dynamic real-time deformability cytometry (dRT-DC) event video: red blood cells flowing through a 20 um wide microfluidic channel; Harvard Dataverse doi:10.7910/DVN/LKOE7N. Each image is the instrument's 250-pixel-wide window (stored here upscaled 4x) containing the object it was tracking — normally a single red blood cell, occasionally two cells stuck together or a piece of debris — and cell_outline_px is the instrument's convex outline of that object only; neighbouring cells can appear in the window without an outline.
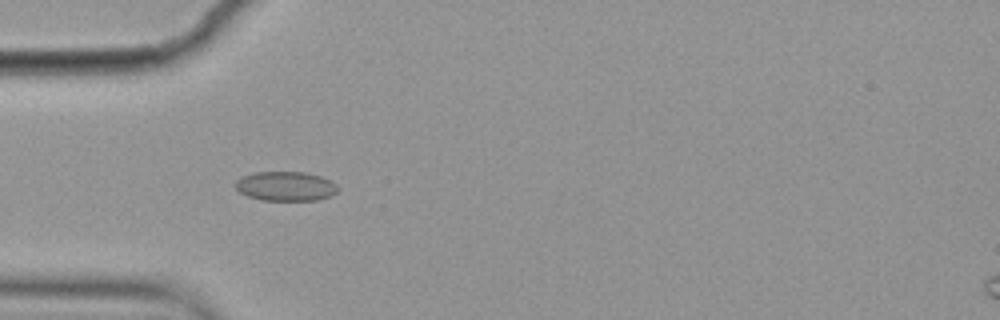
{"species": "common noctule bat (a hibernating species)", "species_latin": "Nyctalus noctula", "temperature_condition": "cold", "stored_images_in_passage": 10, "camera_frame_rate_fps": 3000, "um_per_image_px": 0.085, "animal": {"sex": "female", "body_mass_g": 19.9}, "frame": {"image": 1, "passage_image": 2, "time_ms": 0.333, "image_size_px": [1000, 320], "cell_outline_px": [[340, 188], [332, 196], [320, 200], [260, 200], [248, 196], [240, 192], [236, 188], [236, 180], [244, 176], [256, 172], [304, 172], [320, 176], [336, 184]], "centroid_in_image_um": [24.31, 15.84], "position_along_channel_um": 60.7, "area_um2": 17.51}}
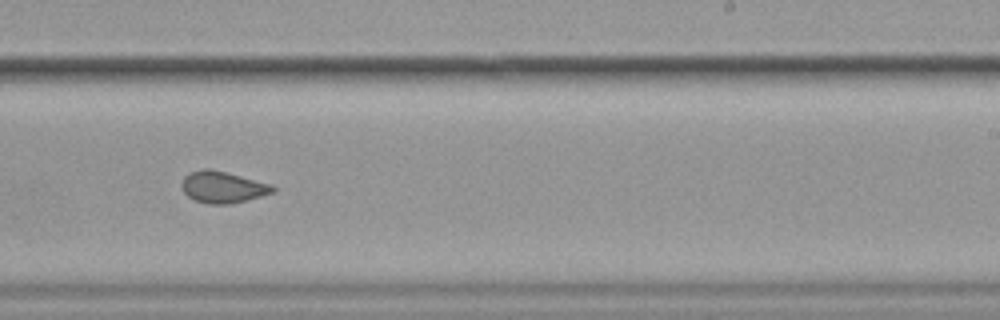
{"frame": {"image": 2, "passage_image": 7, "time_ms": 2.0, "image_size_px": [1000, 320], "cell_outline_px": [[276, 192], [248, 200], [228, 204], [208, 204], [196, 200], [188, 196], [184, 192], [180, 184], [184, 176], [188, 172], [204, 168], [208, 168], [272, 184], [276, 188]], "centroid_in_image_um": [18.93, 15.9], "position_along_channel_um": 270.1, "area_um2": 16.82}}
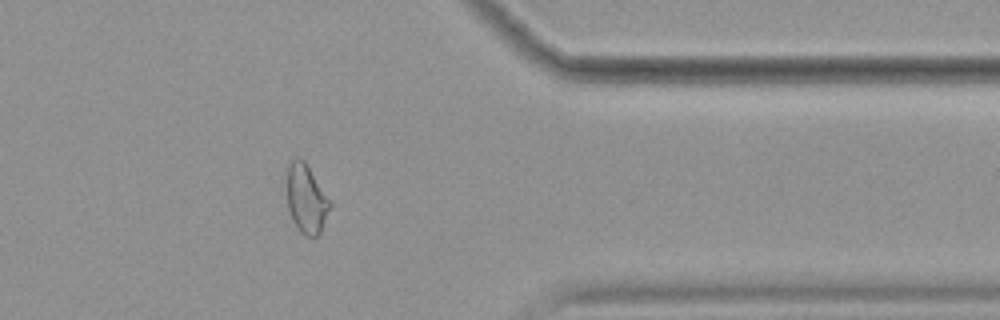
{"frame": {"image": 3, "passage_image": 10, "time_ms": 3.0, "image_size_px": [1000, 320], "cell_outline_px": [[332, 204], [320, 232], [316, 236], [304, 236], [296, 228], [292, 220], [288, 208], [288, 164], [292, 160], [304, 160], [332, 200]], "centroid_in_image_um": [26.07, 16.93], "position_along_channel_um": 385.3, "area_um2": 17.22}}